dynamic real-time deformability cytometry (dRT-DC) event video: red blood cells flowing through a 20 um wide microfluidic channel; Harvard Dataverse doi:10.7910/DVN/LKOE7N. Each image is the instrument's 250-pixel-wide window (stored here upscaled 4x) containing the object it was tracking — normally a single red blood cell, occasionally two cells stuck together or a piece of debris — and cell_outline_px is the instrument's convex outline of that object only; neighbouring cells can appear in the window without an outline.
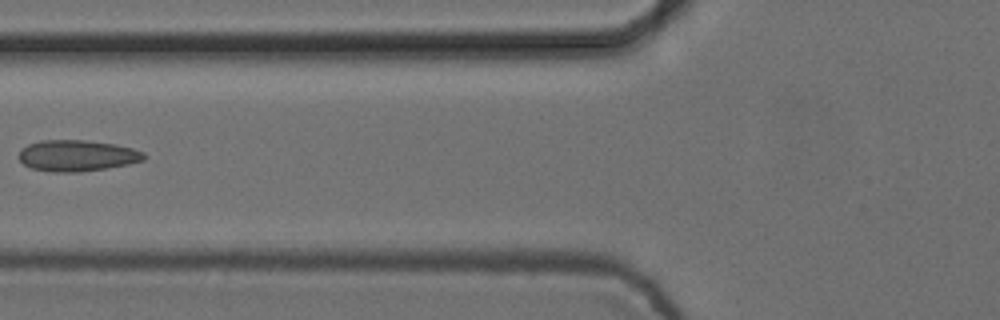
{"species": "common noctule bat (a hibernating species)", "species_latin": "Nyctalus noctula", "temperature_condition": "cold", "stored_images_in_passage": 7, "camera_frame_rate_fps": 3000, "um_per_image_px": 0.085, "animal": {"sex": "female", "body_mass_g": 24.6, "forearm_length_mm": 56.2}, "frame": {"image": 1, "passage_image": 6, "time_ms": 1.667, "image_size_px": [1000, 320], "cell_outline_px": [[144, 160], [128, 164], [80, 172], [52, 172], [32, 168], [24, 164], [20, 160], [20, 152], [28, 144], [40, 140], [84, 140], [116, 144], [132, 148], [144, 152]], "centroid_in_image_um": [6.56, 13.22], "position_along_channel_um": 119.2, "area_um2": 22.54}}
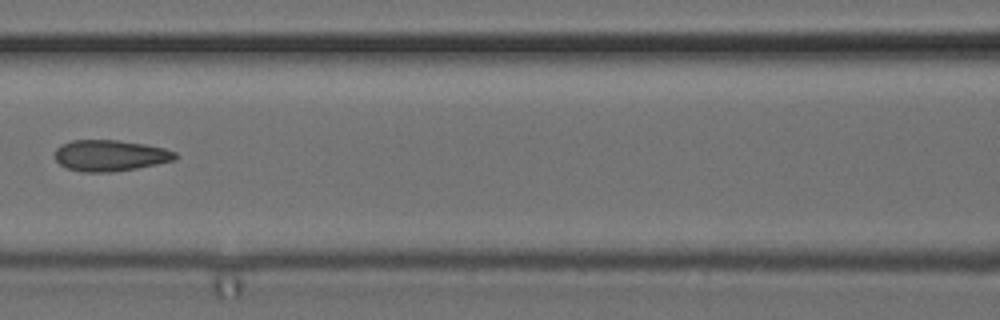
{"frame": {"image": 2, "passage_image": 7, "time_ms": 2.0, "image_size_px": [1000, 320], "cell_outline_px": [[176, 160], [136, 168], [112, 172], [84, 172], [68, 168], [60, 164], [56, 160], [56, 148], [60, 144], [72, 140], [116, 140], [144, 144], [164, 148], [176, 152]], "centroid_in_image_um": [9.36, 13.21], "position_along_channel_um": 157.2, "area_um2": 21.73}}